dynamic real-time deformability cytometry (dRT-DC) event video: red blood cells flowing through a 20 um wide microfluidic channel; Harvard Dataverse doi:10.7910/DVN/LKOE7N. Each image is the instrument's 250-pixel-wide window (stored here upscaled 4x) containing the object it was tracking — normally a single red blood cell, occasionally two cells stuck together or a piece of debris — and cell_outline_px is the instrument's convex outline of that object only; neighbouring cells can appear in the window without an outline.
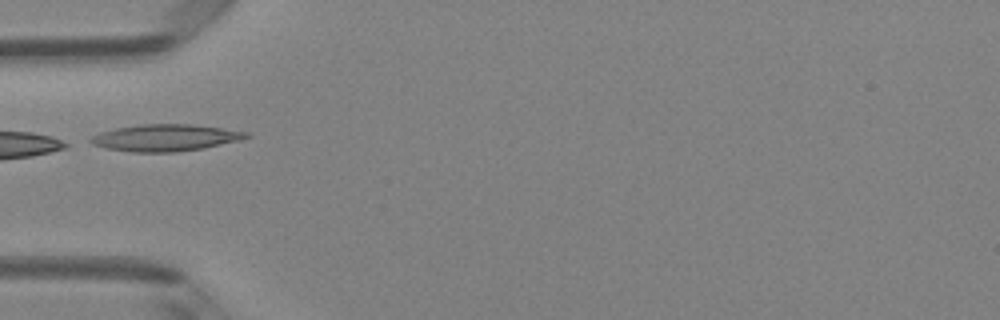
{"species": "Egyptian fruit bat (a non-hibernating species)", "species_latin": "Rousettus aegyptiacus", "temperature_condition": "room temperature", "stored_images_in_passage": 2, "camera_frame_rate_fps": 3000, "um_per_image_px": 0.085, "animal": {"sex": "female"}, "frame": {"image": 1, "passage_image": 1, "time_ms": 0.0, "image_size_px": [1000, 320], "cell_outline_px": [[252, 136], [240, 140], [204, 148], [176, 152], [132, 152], [104, 148], [92, 144], [88, 140], [92, 136], [100, 132], [116, 128], [140, 124], [192, 124], [252, 132]], "centroid_in_image_um": [14.08, 11.7], "position_along_channel_um": 70.9, "area_um2": 24.51}}
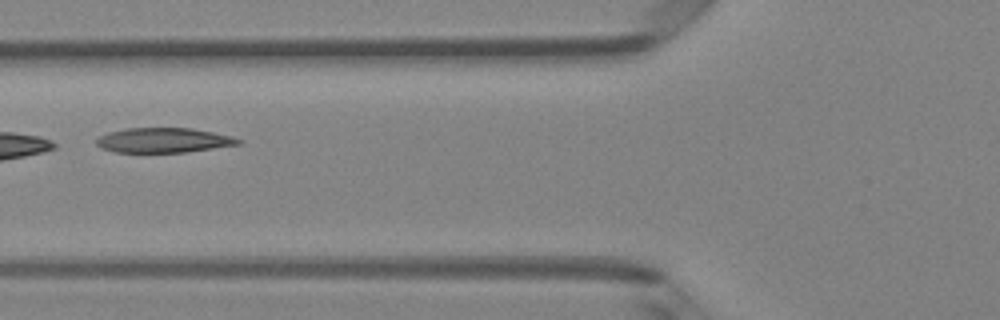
{"frame": {"image": 2, "passage_image": 2, "time_ms": 0.333, "image_size_px": [1000, 320], "cell_outline_px": [[244, 144], [184, 152], [116, 152], [100, 148], [96, 144], [96, 140], [100, 136], [108, 132], [124, 128], [192, 128], [232, 136], [244, 140]], "centroid_in_image_um": [13.94, 11.92], "position_along_channel_um": 111.9, "area_um2": 20.63}}